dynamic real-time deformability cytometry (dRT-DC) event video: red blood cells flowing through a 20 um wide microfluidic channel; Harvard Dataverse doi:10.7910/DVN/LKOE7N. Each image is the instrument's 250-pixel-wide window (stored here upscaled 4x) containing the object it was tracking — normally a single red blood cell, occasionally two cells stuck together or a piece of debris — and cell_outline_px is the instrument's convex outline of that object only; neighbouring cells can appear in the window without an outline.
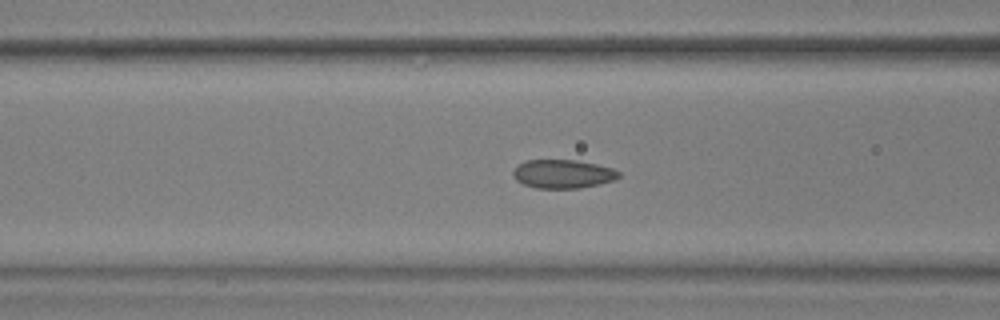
{"species": "common noctule bat (a hibernating species)", "species_latin": "Nyctalus noctula", "temperature_condition": "warm", "stored_images_in_passage": 57, "camera_frame_rate_fps": 3000, "um_per_image_px": 0.085, "animal": {"sex": "male", "body_mass_g": 17.9, "forearm_length_mm": 54.2}, "frame": {"image": 1, "passage_image": 23, "time_ms": 7.333, "image_size_px": [1000, 320], "cell_outline_px": [[620, 176], [616, 180], [600, 184], [580, 188], [536, 188], [524, 184], [516, 180], [512, 176], [512, 172], [516, 164], [524, 160], [576, 160], [596, 164], [612, 168], [620, 172]], "centroid_in_image_um": [47.82, 14.78], "position_along_channel_um": 118.8, "area_um2": 17.86}}
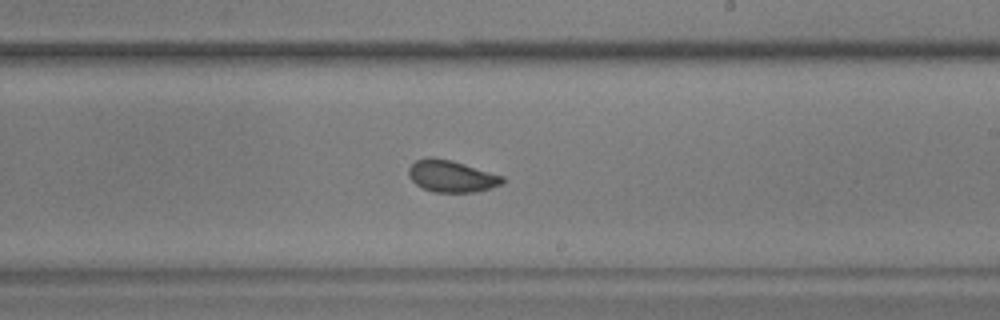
{"frame": {"image": 2, "passage_image": 34, "time_ms": 11.0, "image_size_px": [1000, 320], "cell_outline_px": [[504, 184], [476, 192], [432, 192], [416, 184], [408, 176], [408, 168], [416, 160], [428, 156], [452, 160], [504, 176]], "centroid_in_image_um": [38.38, 14.97], "position_along_channel_um": 250.6, "area_um2": 17.51}}
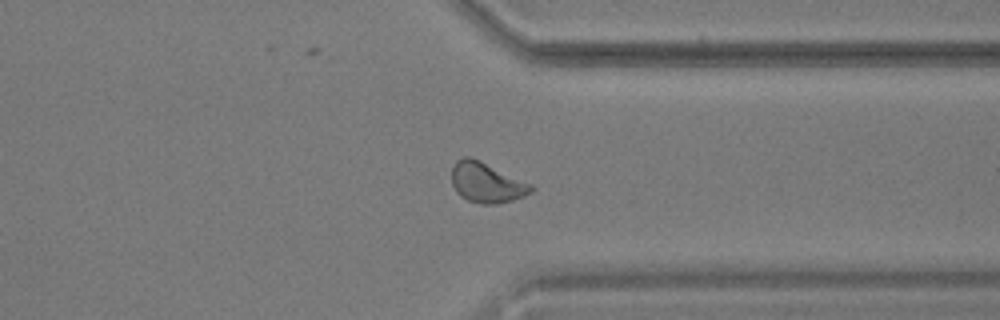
{"frame": {"image": 3, "passage_image": 44, "time_ms": 14.333, "image_size_px": [1000, 320], "cell_outline_px": [[536, 188], [532, 192], [524, 196], [512, 200], [496, 204], [480, 204], [468, 200], [460, 196], [456, 192], [452, 184], [452, 168], [456, 160], [464, 156], [472, 156], [532, 184]], "centroid_in_image_um": [41.36, 15.51], "position_along_channel_um": 370.0, "area_um2": 18.84}}